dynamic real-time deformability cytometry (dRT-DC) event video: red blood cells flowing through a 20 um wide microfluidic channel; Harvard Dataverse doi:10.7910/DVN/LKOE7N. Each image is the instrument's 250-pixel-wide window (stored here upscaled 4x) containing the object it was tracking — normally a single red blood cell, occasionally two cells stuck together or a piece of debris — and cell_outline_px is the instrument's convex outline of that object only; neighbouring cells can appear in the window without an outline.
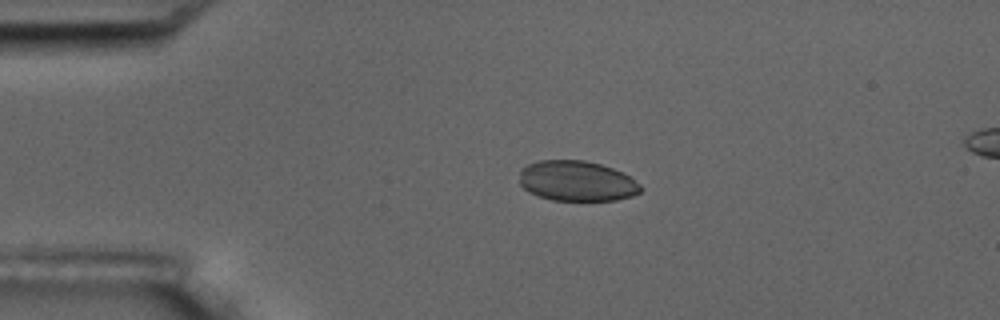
{"species": "common noctule bat (a hibernating species)", "species_latin": "Nyctalus noctula", "temperature_condition": "room temperature", "stored_images_in_passage": 3, "camera_frame_rate_fps": 3000, "um_per_image_px": 0.085, "animal": {"sex": "male", "body_mass_g": 17.5, "forearm_length_mm": 52.3}, "frame": {"image": 1, "passage_image": 2, "time_ms": 1.0, "image_size_px": [1000, 320], "cell_outline_px": [[644, 188], [640, 192], [632, 196], [616, 200], [552, 200], [528, 192], [520, 184], [520, 168], [528, 164], [540, 160], [584, 160], [600, 164], [612, 168], [628, 176], [640, 184]], "centroid_in_image_um": [49.02, 15.38], "position_along_channel_um": 36.0, "area_um2": 28.44}}